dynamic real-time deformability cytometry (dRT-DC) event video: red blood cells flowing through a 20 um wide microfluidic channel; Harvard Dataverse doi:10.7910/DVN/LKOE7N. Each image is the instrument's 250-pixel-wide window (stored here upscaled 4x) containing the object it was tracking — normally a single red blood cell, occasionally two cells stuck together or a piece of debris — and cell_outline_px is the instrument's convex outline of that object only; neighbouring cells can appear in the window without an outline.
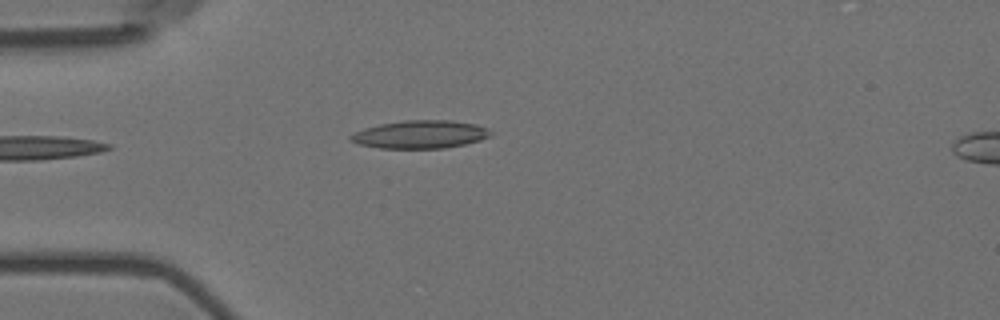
{"species": "Egyptian fruit bat (a non-hibernating species)", "species_latin": "Rousettus aegyptiacus", "temperature_condition": "room temperature", "stored_images_in_passage": 3, "camera_frame_rate_fps": 3000, "um_per_image_px": 0.085, "animal": {"sex": "female"}, "frame": {"image": 1, "passage_image": 2, "time_ms": 0.333, "image_size_px": [1000, 320], "cell_outline_px": [[492, 136], [480, 140], [464, 144], [444, 148], [380, 148], [360, 144], [348, 140], [348, 136], [364, 128], [380, 124], [404, 120], [452, 120], [476, 124], [488, 128], [492, 132]], "centroid_in_image_um": [35.74, 11.42], "position_along_channel_um": 49.3, "area_um2": 22.89}}